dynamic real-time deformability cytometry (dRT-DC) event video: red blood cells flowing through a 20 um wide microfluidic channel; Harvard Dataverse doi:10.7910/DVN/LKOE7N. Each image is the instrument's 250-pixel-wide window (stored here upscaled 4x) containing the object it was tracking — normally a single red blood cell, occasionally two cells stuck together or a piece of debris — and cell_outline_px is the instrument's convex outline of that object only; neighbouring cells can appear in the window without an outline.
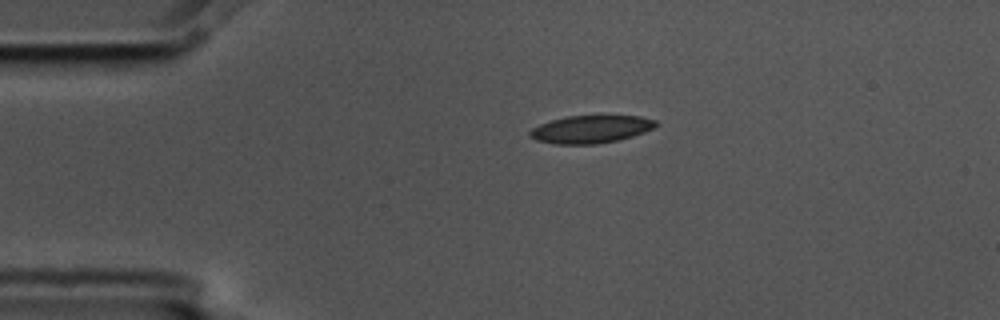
{"species": "common noctule bat (a hibernating species)", "species_latin": "Nyctalus noctula", "temperature_condition": "cold", "stored_images_in_passage": 4, "camera_frame_rate_fps": 3000, "um_per_image_px": 0.085, "animal": {"sex": "male", "body_mass_g": 17.5, "forearm_length_mm": 52.3}, "frame": {"image": 1, "passage_image": 4, "time_ms": 1.0, "image_size_px": [1000, 320], "cell_outline_px": [[656, 124], [652, 128], [644, 132], [632, 136], [616, 140], [596, 144], [556, 144], [536, 140], [528, 136], [528, 132], [532, 128], [540, 124], [552, 120], [568, 116], [640, 116], [656, 120]], "centroid_in_image_um": [50.18, 10.99], "position_along_channel_um": 34.8, "area_um2": 20.11}}